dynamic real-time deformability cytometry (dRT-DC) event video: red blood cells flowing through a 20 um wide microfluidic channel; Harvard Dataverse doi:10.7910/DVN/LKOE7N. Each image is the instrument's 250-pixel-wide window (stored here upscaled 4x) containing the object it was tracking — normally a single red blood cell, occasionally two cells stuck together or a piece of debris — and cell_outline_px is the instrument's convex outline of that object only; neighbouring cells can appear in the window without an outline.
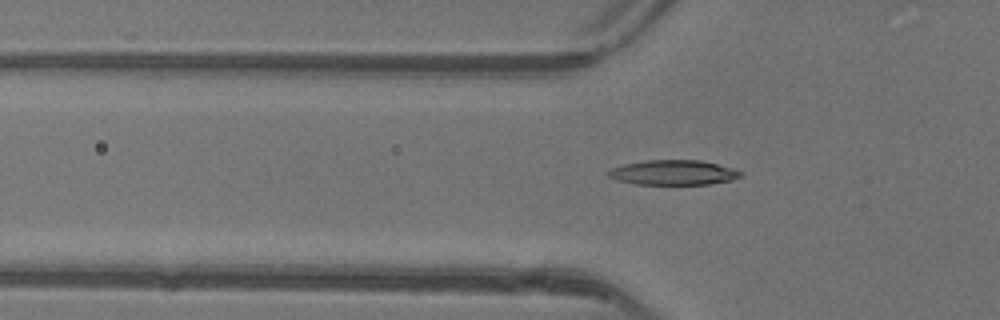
{"species": "common noctule bat (a hibernating species)", "species_latin": "Nyctalus noctula", "temperature_condition": "warm", "stored_images_in_passage": 52, "camera_frame_rate_fps": 3000, "um_per_image_px": 0.085, "animal": {"sex": "female"}, "frame": {"image": 1, "passage_image": 19, "time_ms": 6.0, "image_size_px": [1000, 320], "cell_outline_px": [[744, 172], [740, 176], [732, 180], [708, 184], [636, 184], [616, 180], [608, 176], [604, 172], [612, 168], [624, 164], [648, 160], [700, 160], [732, 168]], "centroid_in_image_um": [57.2, 14.66], "position_along_channel_um": 68.6, "area_um2": 19.13}}
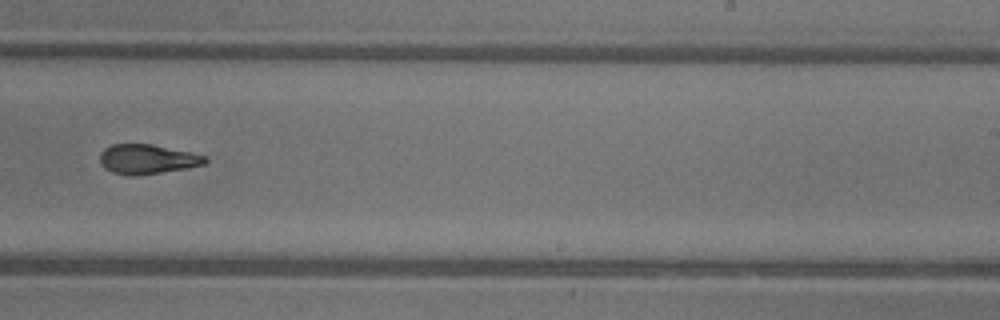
{"frame": {"image": 2, "passage_image": 34, "time_ms": 11.0, "image_size_px": [1000, 320], "cell_outline_px": [[208, 160], [204, 164], [188, 168], [136, 176], [128, 176], [112, 172], [104, 168], [100, 160], [100, 152], [104, 148], [112, 144], [152, 144], [192, 152], [204, 156]], "centroid_in_image_um": [12.5, 13.53], "position_along_channel_um": 276.5, "area_um2": 18.26}}
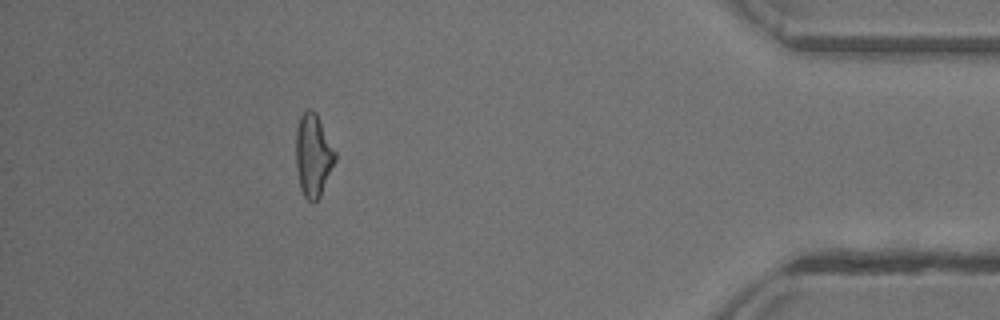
{"frame": {"image": 3, "passage_image": 47, "time_ms": 15.333, "image_size_px": [1000, 320], "cell_outline_px": [[336, 160], [320, 196], [312, 204], [304, 196], [300, 188], [296, 168], [296, 128], [300, 116], [308, 108], [312, 108], [316, 112], [336, 152]], "centroid_in_image_um": [26.61, 13.19], "position_along_channel_um": 408.6, "area_um2": 19.02}, "authors_computed_cell_mechanics": {"area_um2": 18.9295, "velocity_mm_per_s": 4.1674, "shape_relaxation_time_tau1_ms": 5.2451, "shape_relaxation_time_tau2_ms": 3.0837, "deformation_change_tau1": 0.1876, "deformation_change_tau2": 0.0986}}